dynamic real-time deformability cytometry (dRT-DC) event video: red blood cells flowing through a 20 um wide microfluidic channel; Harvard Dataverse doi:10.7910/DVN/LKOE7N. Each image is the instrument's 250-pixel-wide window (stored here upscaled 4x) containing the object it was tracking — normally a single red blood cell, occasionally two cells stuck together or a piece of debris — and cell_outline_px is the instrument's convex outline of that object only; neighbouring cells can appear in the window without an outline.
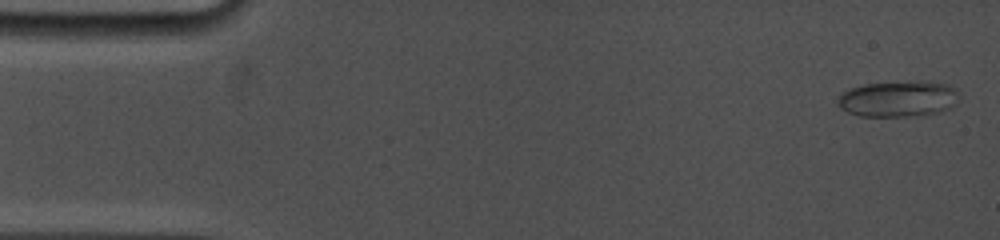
{"species": "common noctule bat (a hibernating species)", "species_latin": "Nyctalus noctula", "temperature_condition": "cold", "stored_images_in_passage": 40, "camera_frame_rate_fps": 5000, "um_per_image_px": 0.085, "animal": {"sex": "female", "body_mass_g": 19.0, "forearm_length_mm": 53.3}, "frame": {"image": 1, "passage_image": 1, "time_ms": 0.0, "image_size_px": [1000, 240], "cell_outline_px": [[956, 104], [948, 108], [936, 112], [908, 116], [860, 116], [848, 112], [840, 108], [836, 100], [848, 88], [864, 84], [920, 80], [948, 84], [956, 88]], "centroid_in_image_um": [76.31, 8.38], "position_along_channel_um": 8.7, "area_um2": 25.37}}
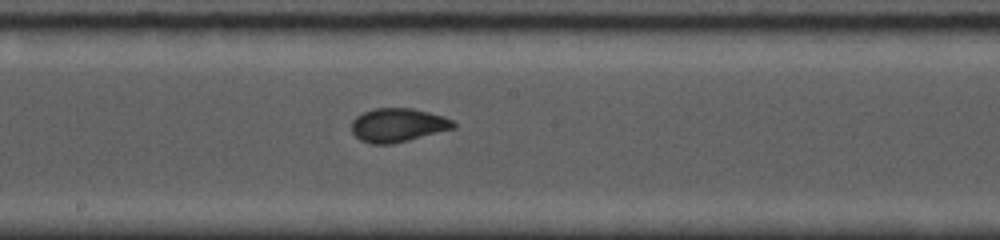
{"frame": {"image": 2, "passage_image": 22, "time_ms": 8.6, "image_size_px": [1000, 240], "cell_outline_px": [[456, 128], [392, 144], [368, 144], [360, 140], [352, 132], [352, 120], [356, 116], [364, 112], [376, 108], [412, 108], [444, 116], [452, 120], [456, 124]], "centroid_in_image_um": [33.82, 10.64], "position_along_channel_um": 214.4, "area_um2": 20.06}}
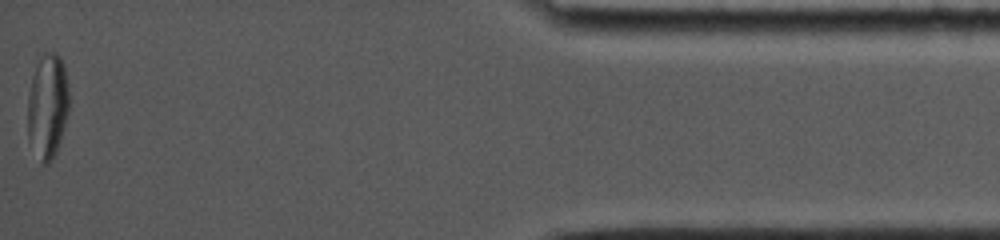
{"frame": {"image": 3, "passage_image": 40, "time_ms": 16.0, "image_size_px": [1000, 240], "cell_outline_px": [[68, 112], [64, 128], [56, 152], [52, 160], [48, 164], [44, 164], [40, 160], [28, 140], [28, 92], [32, 76], [44, 52], [56, 52], [60, 56], [64, 64], [68, 84]], "centroid_in_image_um": [4.05, 9.02], "position_along_channel_um": 431.2, "area_um2": 25.26}, "authors_computed_cell_mechanics": {"area_um2": 20.3745, "velocity_mm_per_s": 3.7881, "shape_relaxation_time_tau1_ms": 4.9709, "shape_relaxation_time_tau2_ms": null, "deformation_change_tau1": 0.15, "deformation_change_tau2": null}}